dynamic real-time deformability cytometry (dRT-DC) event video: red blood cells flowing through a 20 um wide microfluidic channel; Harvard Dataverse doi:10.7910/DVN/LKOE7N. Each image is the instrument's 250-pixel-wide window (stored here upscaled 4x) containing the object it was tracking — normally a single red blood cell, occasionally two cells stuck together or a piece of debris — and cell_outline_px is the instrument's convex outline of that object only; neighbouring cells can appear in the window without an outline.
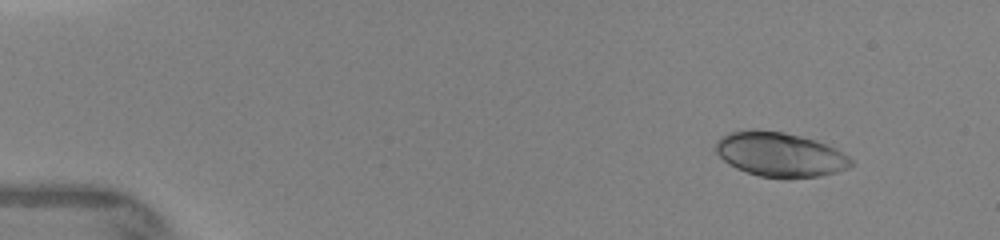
{"species": "human", "species_latin": "Homo sapiens", "temperature_condition": "warm", "stored_images_in_passage": 12, "camera_frame_rate_fps": 3000, "um_per_image_px": 0.085, "donor": {"sex": "female"}, "frame": {"image": 1, "passage_image": 1, "time_ms": 0.0, "image_size_px": [1000, 240], "cell_outline_px": [[852, 164], [848, 168], [836, 172], [820, 176], [788, 180], [784, 180], [760, 176], [736, 168], [728, 164], [712, 148], [716, 140], [720, 136], [728, 132], [748, 128], [752, 128], [784, 132], [816, 140], [836, 148], [848, 156], [852, 160]], "centroid_in_image_um": [66.25, 13.13], "position_along_channel_um": 18.8, "area_um2": 35.89}}
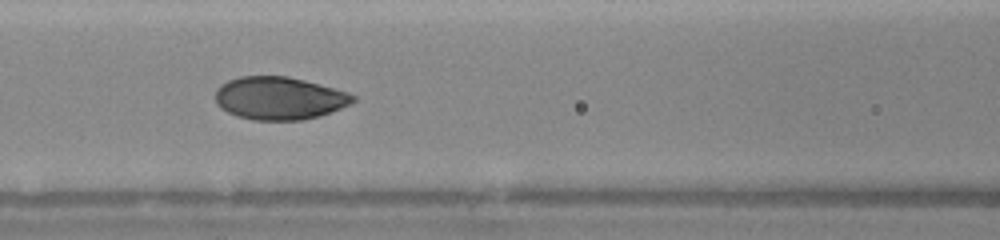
{"frame": {"image": 2, "passage_image": 9, "time_ms": 5.333, "image_size_px": [1000, 240], "cell_outline_px": [[356, 100], [340, 108], [320, 116], [304, 120], [252, 120], [236, 116], [220, 108], [216, 104], [216, 88], [220, 84], [228, 80], [240, 76], [288, 76], [304, 80], [348, 92], [356, 96]], "centroid_in_image_um": [23.71, 8.35], "position_along_channel_um": 142.9, "area_um2": 34.45}}
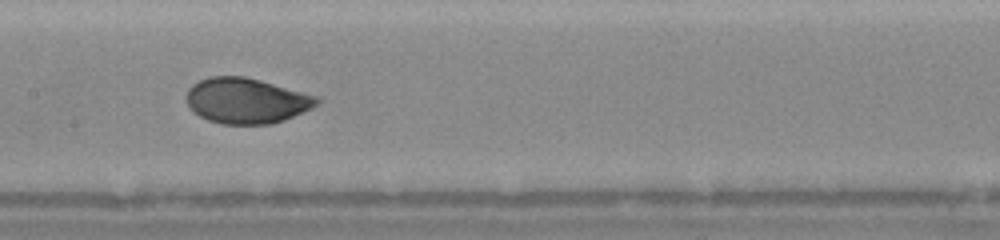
{"frame": {"image": 3, "passage_image": 11, "time_ms": 6.333, "image_size_px": [1000, 240], "cell_outline_px": [[320, 104], [312, 108], [284, 120], [272, 124], [220, 124], [208, 120], [200, 116], [188, 108], [188, 88], [192, 84], [208, 76], [244, 76], [260, 80], [316, 96], [320, 100]], "centroid_in_image_um": [20.93, 8.56], "position_along_channel_um": 186.5, "area_um2": 34.51}}